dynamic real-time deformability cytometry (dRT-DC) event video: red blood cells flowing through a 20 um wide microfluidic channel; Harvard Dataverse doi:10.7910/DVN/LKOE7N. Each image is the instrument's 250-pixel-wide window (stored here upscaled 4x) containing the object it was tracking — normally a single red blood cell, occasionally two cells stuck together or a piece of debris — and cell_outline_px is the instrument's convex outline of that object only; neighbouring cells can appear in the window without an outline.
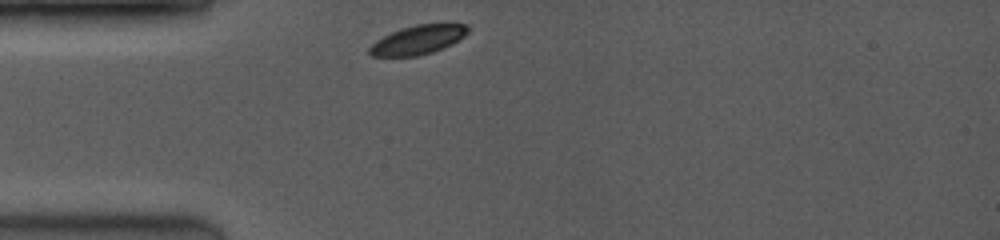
{"species": "common noctule bat (a hibernating species)", "species_latin": "Nyctalus noctula", "temperature_condition": "room temperature", "stored_images_in_passage": 61, "camera_frame_rate_fps": 3500, "um_per_image_px": 0.085, "animal": {"sex": "female", "body_mass_g": 19.0, "forearm_length_mm": 53.3}, "frame": {"image": 1, "passage_image": 1, "time_ms": 0.0, "image_size_px": [1000, 240], "cell_outline_px": [[468, 32], [464, 36], [432, 52], [416, 56], [372, 56], [368, 52], [368, 48], [376, 40], [392, 32], [416, 24], [452, 20], [468, 24]], "centroid_in_image_um": [35.59, 3.32], "position_along_channel_um": 49.4, "area_um2": 16.94}}
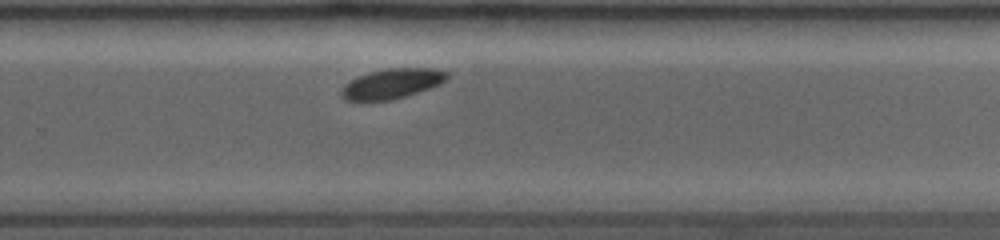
{"frame": {"image": 2, "passage_image": 47, "time_ms": 6.571, "image_size_px": [1000, 240], "cell_outline_px": [[448, 80], [440, 84], [392, 100], [364, 104], [352, 104], [344, 100], [340, 96], [340, 88], [344, 84], [356, 76], [368, 72], [388, 68], [440, 68], [448, 72]], "centroid_in_image_um": [33.19, 7.16], "position_along_channel_um": 296.6, "area_um2": 19.48}}
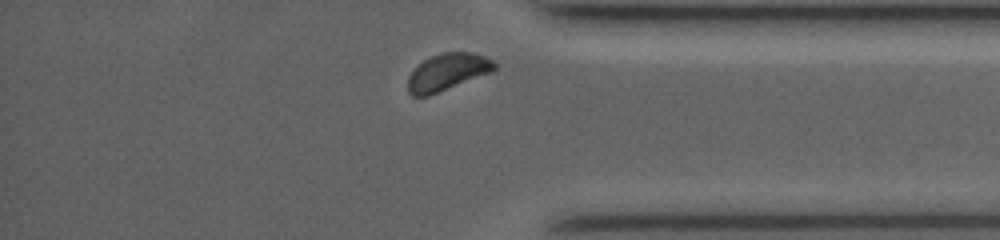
{"frame": {"image": 3, "passage_image": 61, "time_ms": 9.143, "image_size_px": [1000, 240], "cell_outline_px": [[496, 68], [492, 72], [428, 96], [412, 96], [408, 92], [408, 76], [424, 60], [432, 56], [444, 52], [472, 52], [484, 56], [492, 60], [496, 64]], "centroid_in_image_um": [38.04, 6.12], "position_along_channel_um": 397.2, "area_um2": 18.44}, "authors_computed_cell_mechanics": {"area_um2": 19.1896, "velocity_mm_per_s": 3.9512, "shape_relaxation_time_tau1_ms": 0.7001, "shape_relaxation_time_tau2_ms": 3.1378, "deformation_change_tau1": 0.0336, "deformation_change_tau2": 0.0466}}